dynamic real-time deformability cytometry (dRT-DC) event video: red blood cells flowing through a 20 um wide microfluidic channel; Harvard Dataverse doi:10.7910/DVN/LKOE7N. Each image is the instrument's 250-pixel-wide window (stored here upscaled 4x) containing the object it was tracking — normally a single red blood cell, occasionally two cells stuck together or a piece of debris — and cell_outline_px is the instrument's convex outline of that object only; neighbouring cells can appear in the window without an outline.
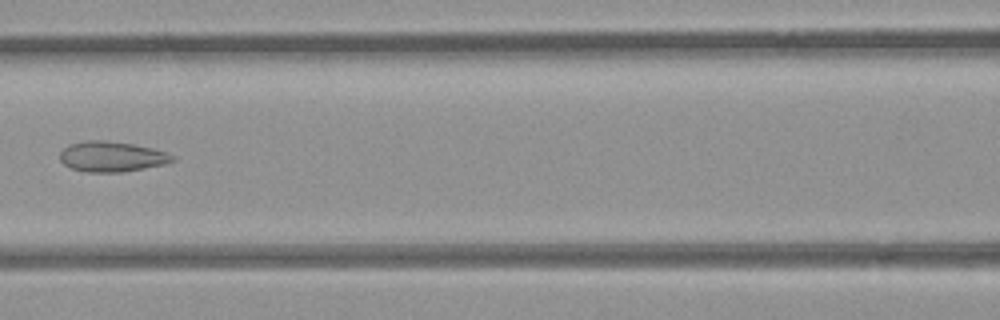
{"species": "common noctule bat (a hibernating species)", "species_latin": "Nyctalus noctula", "temperature_condition": "room temperature", "stored_images_in_passage": 4, "camera_frame_rate_fps": 3000, "um_per_image_px": 0.085, "animal": {"sex": "female", "body_mass_g": 21.9}, "frame": {"image": 1, "passage_image": 3, "time_ms": 2.333, "image_size_px": [1000, 320], "cell_outline_px": [[176, 160], [164, 164], [144, 168], [120, 172], [88, 172], [72, 168], [64, 164], [60, 160], [60, 152], [68, 144], [84, 140], [104, 140], [132, 144], [152, 148], [168, 152], [176, 156]], "centroid_in_image_um": [9.51, 13.3], "position_along_channel_um": 157.1, "area_um2": 19.94}}
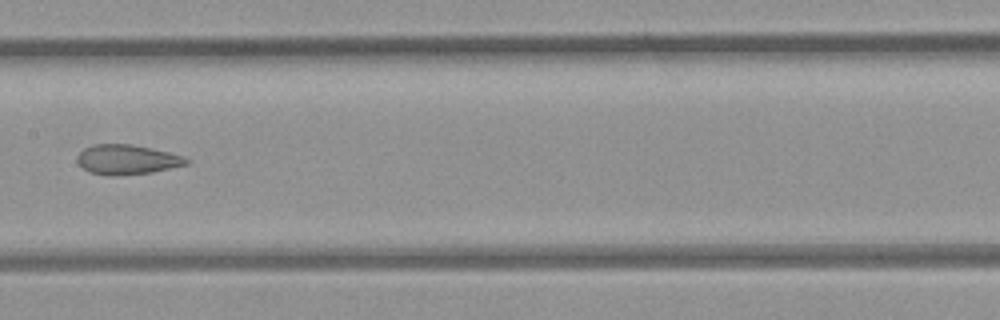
{"frame": {"image": 2, "passage_image": 4, "time_ms": 3.333, "image_size_px": [1000, 320], "cell_outline_px": [[188, 164], [152, 172], [112, 176], [88, 172], [76, 160], [76, 156], [84, 148], [96, 144], [128, 144], [168, 152], [184, 156], [188, 160]], "centroid_in_image_um": [10.77, 13.57], "position_along_channel_um": 196.6, "area_um2": 18.67}}